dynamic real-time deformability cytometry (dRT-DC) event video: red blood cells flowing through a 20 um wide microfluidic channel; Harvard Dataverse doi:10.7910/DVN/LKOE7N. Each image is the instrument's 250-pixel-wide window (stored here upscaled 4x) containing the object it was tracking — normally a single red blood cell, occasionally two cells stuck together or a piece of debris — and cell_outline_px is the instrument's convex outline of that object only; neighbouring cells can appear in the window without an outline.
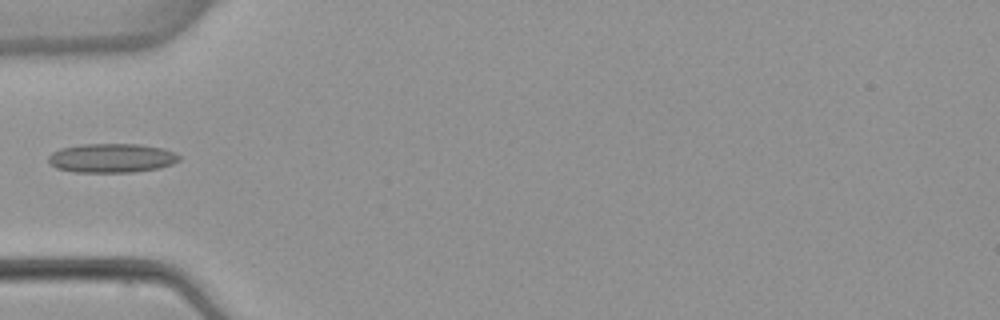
{"species": "common noctule bat (a hibernating species)", "species_latin": "Nyctalus noctula", "temperature_condition": "warm", "stored_images_in_passage": 1, "camera_frame_rate_fps": 3000, "um_per_image_px": 0.085, "animal": {"sex": "female", "body_mass_g": 22.7, "forearm_length_mm": 54.2}, "frame": {"image": 1, "passage_image": 1, "time_ms": 0.0, "image_size_px": [1000, 320], "cell_outline_px": [[180, 160], [172, 164], [160, 168], [132, 172], [72, 172], [56, 168], [48, 160], [48, 156], [52, 152], [60, 148], [80, 144], [140, 144], [164, 148], [176, 152], [180, 156]], "centroid_in_image_um": [9.51, 13.43], "position_along_channel_um": 75.5, "area_um2": 22.43}}